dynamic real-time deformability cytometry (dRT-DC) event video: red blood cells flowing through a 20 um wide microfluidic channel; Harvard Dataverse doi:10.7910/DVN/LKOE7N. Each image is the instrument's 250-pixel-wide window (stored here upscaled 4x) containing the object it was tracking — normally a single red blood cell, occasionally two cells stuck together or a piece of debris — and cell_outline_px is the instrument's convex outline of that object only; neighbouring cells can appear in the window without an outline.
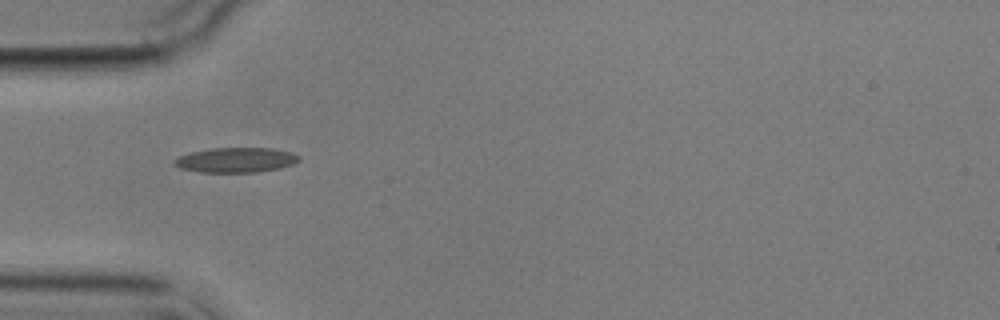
{"species": "common noctule bat (a hibernating species)", "species_latin": "Nyctalus noctula", "temperature_condition": "cold", "stored_images_in_passage": 1, "camera_frame_rate_fps": 3000, "um_per_image_px": 0.085, "animal": {"sex": "male", "body_mass_g": 17.9}, "frame": {"image": 1, "passage_image": 1, "time_ms": 0.0, "image_size_px": [1000, 320], "cell_outline_px": [[300, 160], [292, 164], [280, 168], [256, 172], [200, 172], [180, 168], [172, 164], [172, 160], [180, 156], [192, 152], [208, 148], [272, 148], [292, 152], [300, 156]], "centroid_in_image_um": [20.04, 13.59], "position_along_channel_um": 65.0, "area_um2": 18.15}}